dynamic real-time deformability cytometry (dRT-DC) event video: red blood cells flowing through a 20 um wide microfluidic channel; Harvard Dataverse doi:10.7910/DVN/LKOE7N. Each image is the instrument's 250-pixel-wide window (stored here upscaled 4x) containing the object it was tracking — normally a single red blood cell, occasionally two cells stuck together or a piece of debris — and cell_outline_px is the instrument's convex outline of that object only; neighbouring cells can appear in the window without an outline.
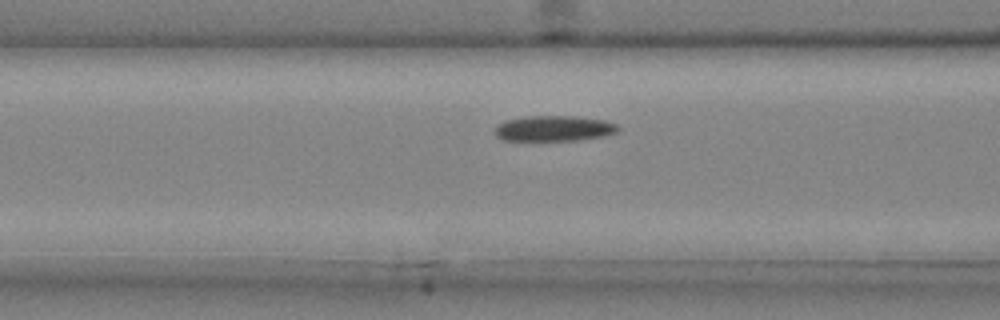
{"species": "common noctule bat (a hibernating species)", "species_latin": "Nyctalus noctula", "temperature_condition": "cold", "stored_images_in_passage": 35, "camera_frame_rate_fps": 3000, "um_per_image_px": 0.085, "animal": {"sex": "male", "body_mass_g": 20.4}, "frame": {"image": 1, "passage_image": 14, "time_ms": 4.333, "image_size_px": [1000, 320], "cell_outline_px": [[620, 128], [616, 132], [604, 136], [576, 140], [504, 140], [496, 136], [496, 128], [504, 120], [528, 116], [576, 116], [604, 120], [616, 124]], "centroid_in_image_um": [47.11, 10.91], "position_along_channel_um": 119.5, "area_um2": 18.15}}
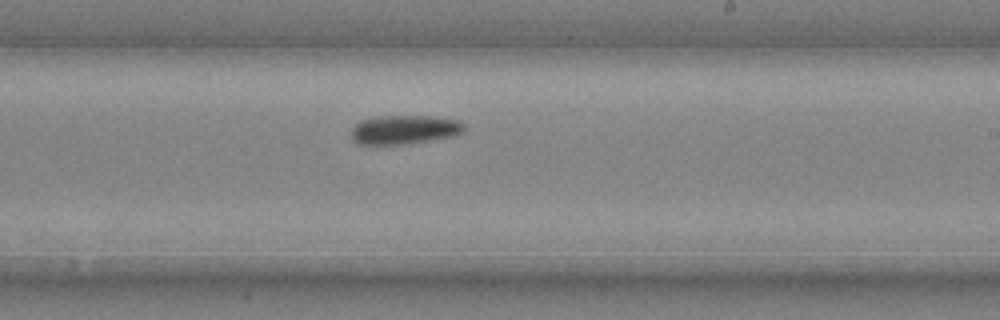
{"frame": {"image": 2, "passage_image": 23, "time_ms": 7.333, "image_size_px": [1000, 320], "cell_outline_px": [[468, 128], [464, 132], [456, 136], [408, 144], [360, 144], [352, 140], [352, 128], [360, 120], [376, 116], [436, 116], [460, 120]], "centroid_in_image_um": [34.45, 11.01], "position_along_channel_um": 254.5, "area_um2": 19.48}}
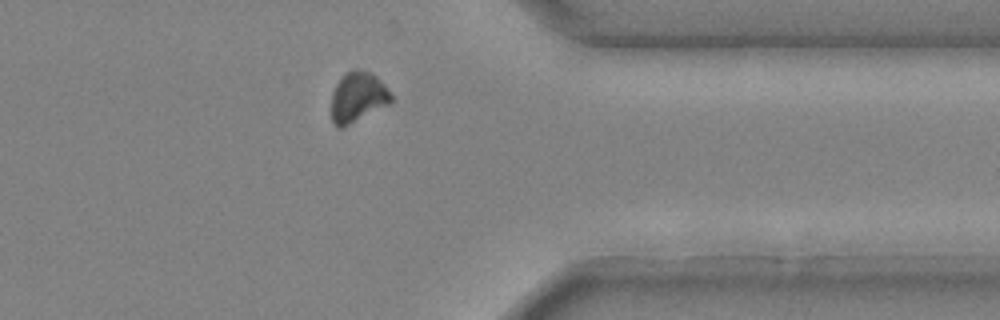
{"frame": {"image": 3, "passage_image": 32, "time_ms": 10.333, "image_size_px": [1000, 320], "cell_outline_px": [[392, 104], [344, 128], [336, 128], [332, 124], [332, 92], [336, 84], [352, 68], [356, 68], [372, 72], [384, 84], [392, 96]], "centroid_in_image_um": [30.43, 8.3], "position_along_channel_um": 381.0, "area_um2": 17.92}}